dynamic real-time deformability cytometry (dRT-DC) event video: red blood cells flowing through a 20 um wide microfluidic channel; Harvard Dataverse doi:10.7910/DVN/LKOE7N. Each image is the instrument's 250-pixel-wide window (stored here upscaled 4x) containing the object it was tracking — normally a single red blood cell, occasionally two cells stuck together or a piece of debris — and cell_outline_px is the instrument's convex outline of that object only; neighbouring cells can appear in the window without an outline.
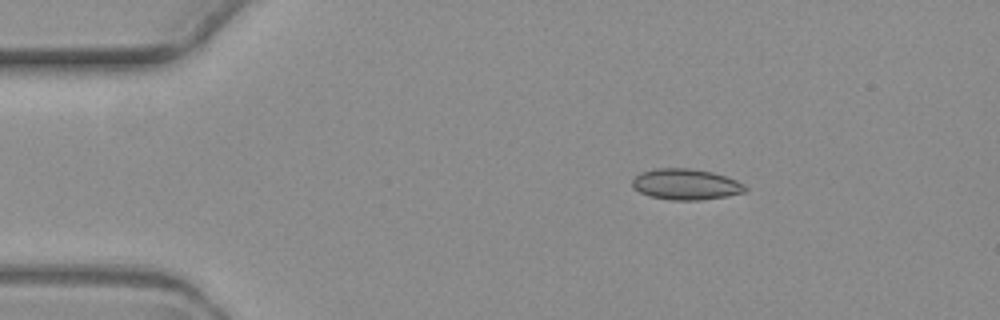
{"species": "common noctule bat (a hibernating species)", "species_latin": "Nyctalus noctula", "temperature_condition": "warm", "stored_images_in_passage": 3, "camera_frame_rate_fps": 3000, "um_per_image_px": 0.085, "animal": {"sex": "female", "body_mass_g": 19.3, "forearm_length_mm": 54.1}, "frame": {"image": 1, "passage_image": 1, "time_ms": 0.0, "image_size_px": [1000, 320], "cell_outline_px": [[748, 188], [744, 192], [724, 196], [700, 200], [672, 200], [652, 196], [640, 192], [632, 188], [632, 180], [640, 172], [656, 168], [688, 168], [712, 172], [736, 180], [744, 184]], "centroid_in_image_um": [58.27, 15.66], "position_along_channel_um": 26.7, "area_um2": 20.17}}